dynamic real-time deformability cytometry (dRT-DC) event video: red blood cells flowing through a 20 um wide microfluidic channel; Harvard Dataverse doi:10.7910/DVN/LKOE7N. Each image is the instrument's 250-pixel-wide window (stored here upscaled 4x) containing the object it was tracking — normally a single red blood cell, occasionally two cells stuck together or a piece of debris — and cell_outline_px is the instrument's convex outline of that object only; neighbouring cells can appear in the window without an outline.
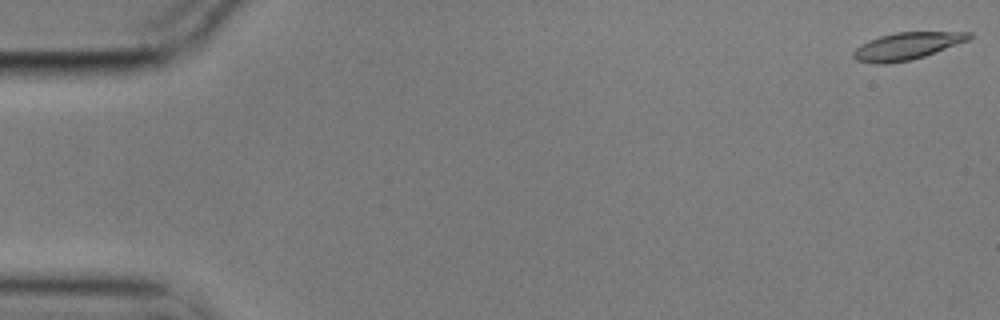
{"species": "common noctule bat (a hibernating species)", "species_latin": "Nyctalus noctula", "temperature_condition": "cold", "stored_images_in_passage": 6, "camera_frame_rate_fps": 3000, "um_per_image_px": 0.085, "animal": {"sex": "male", "body_mass_g": 17.9}, "frame": {"image": 1, "passage_image": 1, "time_ms": 0.0, "image_size_px": [1000, 320], "cell_outline_px": [[972, 36], [968, 40], [924, 56], [912, 60], [888, 64], [876, 64], [856, 60], [852, 56], [852, 52], [860, 44], [868, 40], [880, 36], [896, 32], [972, 32]], "centroid_in_image_um": [77.03, 3.92], "position_along_channel_um": 8.0, "area_um2": 18.32}}
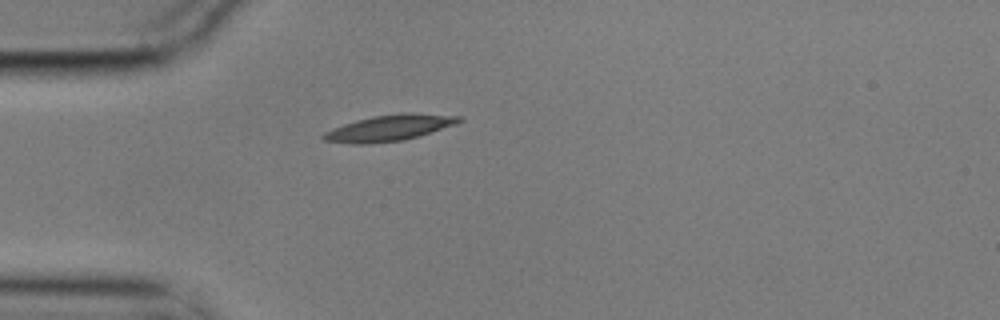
{"frame": {"image": 2, "passage_image": 5, "time_ms": 1.333, "image_size_px": [1000, 320], "cell_outline_px": [[464, 120], [404, 140], [368, 144], [352, 144], [324, 140], [320, 136], [324, 132], [332, 128], [356, 120], [372, 116], [404, 112], [412, 112], [464, 116]], "centroid_in_image_um": [33.05, 10.86], "position_along_channel_um": 52.0, "area_um2": 20.46}}